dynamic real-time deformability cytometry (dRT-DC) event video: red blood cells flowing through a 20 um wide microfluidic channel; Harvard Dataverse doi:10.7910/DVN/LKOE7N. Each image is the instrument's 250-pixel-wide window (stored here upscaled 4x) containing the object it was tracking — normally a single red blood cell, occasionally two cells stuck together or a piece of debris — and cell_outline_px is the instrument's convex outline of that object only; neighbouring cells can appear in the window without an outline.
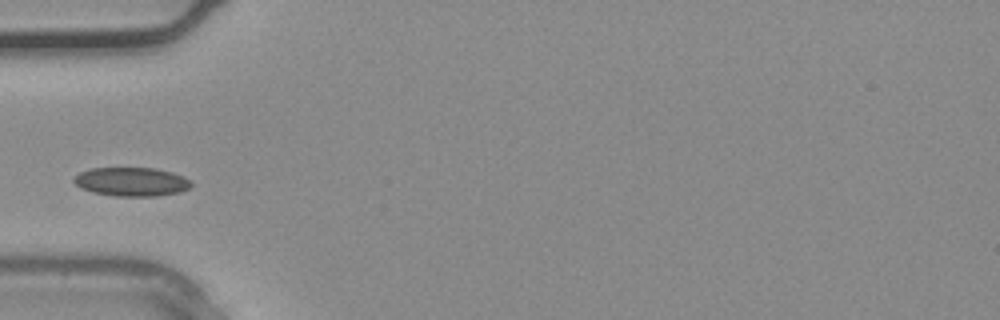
{"species": "common noctule bat (a hibernating species)", "species_latin": "Nyctalus noctula", "temperature_condition": "warm", "stored_images_in_passage": 28, "segment_of_instrument_passage": [2, 2], "camera_frame_rate_fps": 3000, "um_per_image_px": 0.085, "animal": {"sex": "male", "body_mass_g": 20.4}, "frame": {"image": 1, "passage_image": 9, "time_ms": 2.667, "image_size_px": [1000, 320], "cell_outline_px": [[192, 188], [180, 192], [156, 196], [116, 196], [92, 192], [80, 188], [72, 180], [80, 172], [88, 168], [156, 168], [172, 172], [184, 176], [192, 180]], "centroid_in_image_um": [11.22, 15.45], "position_along_channel_um": 73.8, "area_um2": 19.94}}